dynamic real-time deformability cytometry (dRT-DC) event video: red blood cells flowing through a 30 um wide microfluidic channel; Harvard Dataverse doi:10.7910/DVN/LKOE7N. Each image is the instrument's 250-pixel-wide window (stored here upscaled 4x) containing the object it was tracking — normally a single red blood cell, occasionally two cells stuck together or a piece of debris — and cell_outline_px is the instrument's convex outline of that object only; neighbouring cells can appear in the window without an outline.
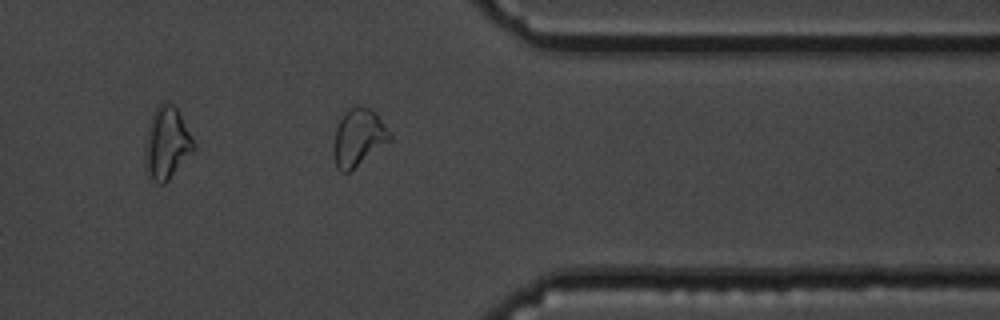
{"species": "common noctule bat (a hibernating species)", "species_latin": "Nyctalus noctula", "temperature_condition": "cold", "stored_images_in_passage": 12, "camera_frame_rate_fps": 3000, "um_per_image_px": 0.085, "animal": {"sex": "male", "body_mass_g": 19.5, "forearm_length_mm": 54.6}, "frame": {"image": 1, "passage_image": 9, "time_ms": 10.0, "image_size_px": [1000, 320], "cell_outline_px": [[392, 140], [348, 172], [340, 172], [336, 168], [332, 152], [332, 148], [336, 128], [344, 112], [348, 108], [356, 104], [364, 104], [376, 112], [392, 136]], "centroid_in_image_um": [30.45, 11.65], "position_along_channel_um": 380.9, "area_um2": 19.13}}